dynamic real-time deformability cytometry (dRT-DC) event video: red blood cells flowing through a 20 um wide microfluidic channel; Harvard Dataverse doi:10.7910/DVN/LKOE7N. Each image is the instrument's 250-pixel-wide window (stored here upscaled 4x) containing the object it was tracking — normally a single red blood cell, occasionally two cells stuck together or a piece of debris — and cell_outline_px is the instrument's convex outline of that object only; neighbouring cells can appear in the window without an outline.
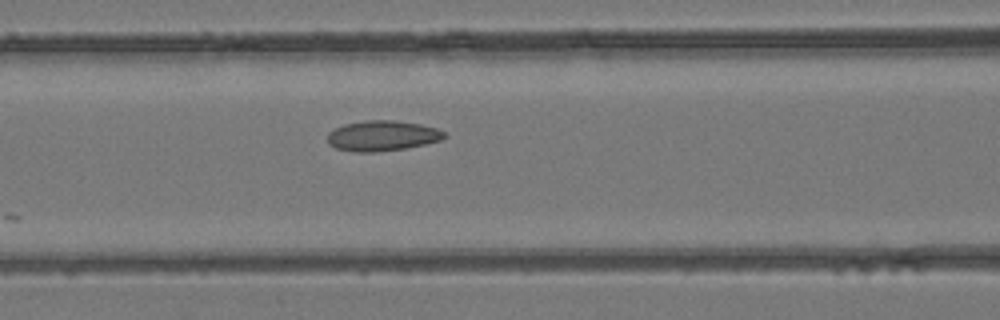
{"species": "common noctule bat (a hibernating species)", "species_latin": "Nyctalus noctula", "temperature_condition": "room temperature", "stored_images_in_passage": 15, "camera_frame_rate_fps": 3000, "um_per_image_px": 0.085, "animal": {"sex": "female", "body_mass_g": 24.6, "forearm_length_mm": 56.2}, "frame": {"image": 1, "passage_image": 10, "time_ms": 3.0, "image_size_px": [1000, 320], "cell_outline_px": [[448, 136], [440, 140], [408, 148], [376, 152], [352, 152], [336, 148], [328, 144], [328, 132], [344, 124], [364, 120], [396, 120], [420, 124], [436, 128], [444, 132]], "centroid_in_image_um": [32.48, 11.54], "position_along_channel_um": 134.1, "area_um2": 20.81}}
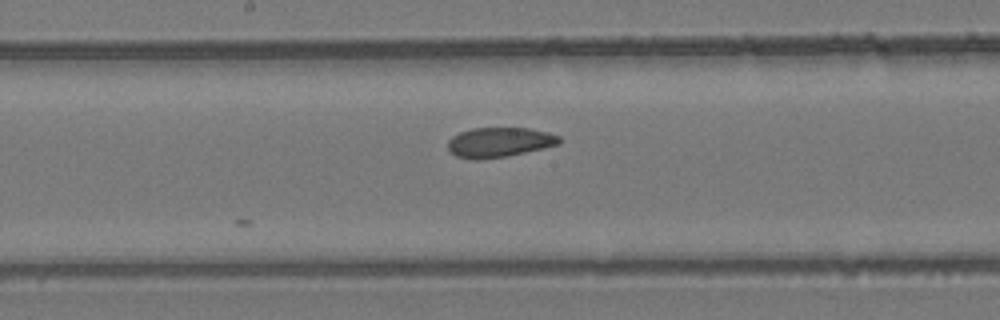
{"frame": {"image": 2, "passage_image": 15, "time_ms": 4.667, "image_size_px": [1000, 320], "cell_outline_px": [[560, 144], [544, 148], [508, 156], [480, 160], [472, 160], [456, 156], [448, 148], [448, 140], [452, 136], [460, 132], [472, 128], [528, 128], [548, 132], [560, 136]], "centroid_in_image_um": [42.44, 12.1], "position_along_channel_um": 205.8, "area_um2": 19.48}}